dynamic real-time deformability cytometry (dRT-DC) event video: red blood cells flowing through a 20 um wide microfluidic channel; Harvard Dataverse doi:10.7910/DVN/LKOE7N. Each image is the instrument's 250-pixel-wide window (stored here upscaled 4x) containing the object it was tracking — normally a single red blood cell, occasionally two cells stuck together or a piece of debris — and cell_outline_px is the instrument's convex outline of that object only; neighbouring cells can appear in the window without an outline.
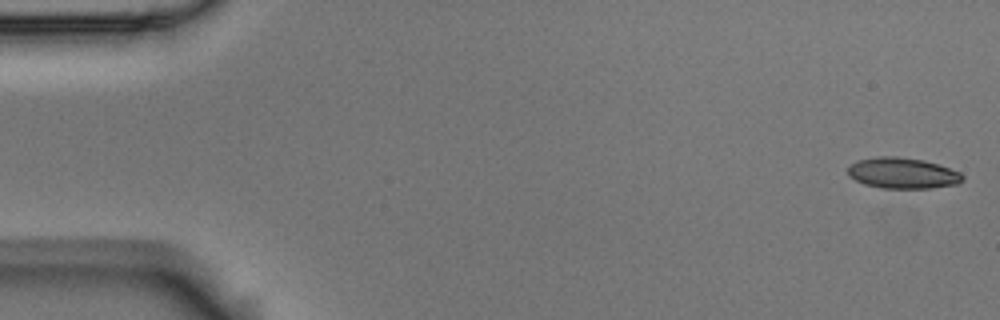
{"species": "Egyptian fruit bat (a non-hibernating species)", "species_latin": "Rousettus aegyptiacus", "temperature_condition": "room temperature", "stored_images_in_passage": 55, "camera_frame_rate_fps": 3000, "um_per_image_px": 0.085, "animal": {"sex": "male"}, "frame": {"image": 1, "passage_image": 1, "time_ms": 0.0, "image_size_px": [1000, 320], "cell_outline_px": [[964, 180], [956, 184], [932, 188], [880, 188], [864, 184], [848, 176], [848, 168], [856, 160], [880, 156], [896, 156], [924, 160], [960, 172], [964, 176]], "centroid_in_image_um": [76.71, 14.72], "position_along_channel_um": 8.3, "area_um2": 20.63}}
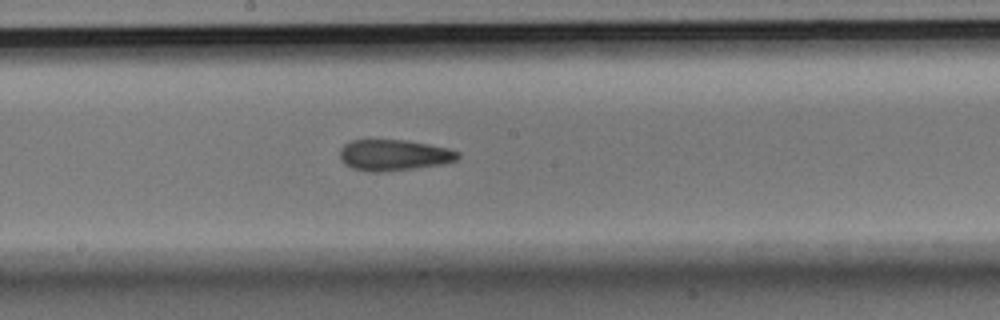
{"frame": {"image": 2, "passage_image": 29, "time_ms": 9.333, "image_size_px": [1000, 320], "cell_outline_px": [[460, 156], [456, 160], [444, 164], [416, 168], [380, 172], [368, 172], [352, 168], [344, 164], [340, 160], [340, 148], [344, 144], [352, 140], [408, 140], [448, 148], [460, 152]], "centroid_in_image_um": [33.47, 13.19], "position_along_channel_um": 214.7, "area_um2": 21.56}}
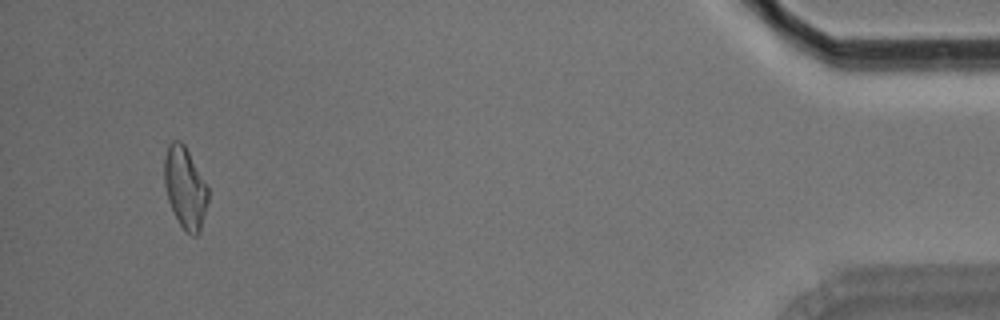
{"frame": {"image": 3, "passage_image": 52, "time_ms": 17.0, "image_size_px": [1000, 320], "cell_outline_px": [[208, 200], [200, 232], [196, 236], [192, 236], [180, 224], [168, 200], [164, 184], [164, 160], [168, 144], [172, 140], [180, 140], [184, 144], [208, 188]], "centroid_in_image_um": [15.72, 15.94], "position_along_channel_um": 419.5, "area_um2": 20.46}, "authors_computed_cell_mechanics": {"area_um2": 21.1548, "velocity_mm_per_s": 3.6466, "shape_relaxation_time_tau1_ms": null, "shape_relaxation_time_tau2_ms": 4.6493, "deformation_change_tau1": null, "deformation_change_tau2": 0.1268}}